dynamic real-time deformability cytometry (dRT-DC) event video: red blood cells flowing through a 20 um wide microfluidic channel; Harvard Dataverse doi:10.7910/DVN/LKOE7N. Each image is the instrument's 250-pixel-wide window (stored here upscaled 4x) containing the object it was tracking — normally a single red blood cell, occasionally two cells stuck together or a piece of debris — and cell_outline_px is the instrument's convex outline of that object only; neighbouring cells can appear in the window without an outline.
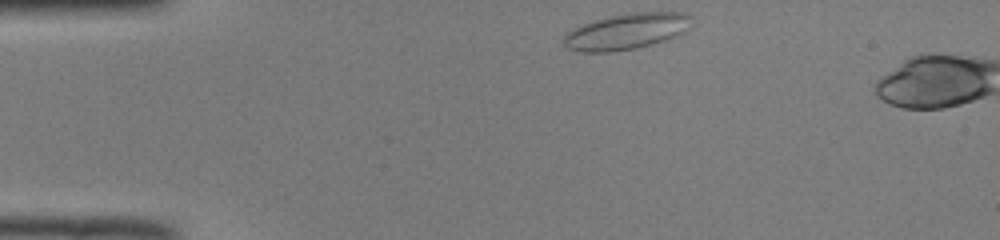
{"species": "common noctule bat (a hibernating species)", "species_latin": "Nyctalus noctula", "temperature_condition": "room temperature", "stored_images_in_passage": 3, "camera_frame_rate_fps": 3000, "um_per_image_px": 0.085, "animal": {"sex": "male", "body_mass_g": 19.0, "forearm_length_mm": 50.8}, "frame": {"image": 1, "passage_image": 1, "time_ms": 0.0, "image_size_px": [1000, 240], "cell_outline_px": [[692, 16], [688, 28], [684, 32], [648, 44], [632, 48], [608, 52], [584, 52], [568, 48], [564, 44], [564, 36], [572, 28], [596, 20], [612, 16], [632, 12], [680, 12]], "centroid_in_image_um": [53.22, 2.65], "position_along_channel_um": 31.8, "area_um2": 26.01}}